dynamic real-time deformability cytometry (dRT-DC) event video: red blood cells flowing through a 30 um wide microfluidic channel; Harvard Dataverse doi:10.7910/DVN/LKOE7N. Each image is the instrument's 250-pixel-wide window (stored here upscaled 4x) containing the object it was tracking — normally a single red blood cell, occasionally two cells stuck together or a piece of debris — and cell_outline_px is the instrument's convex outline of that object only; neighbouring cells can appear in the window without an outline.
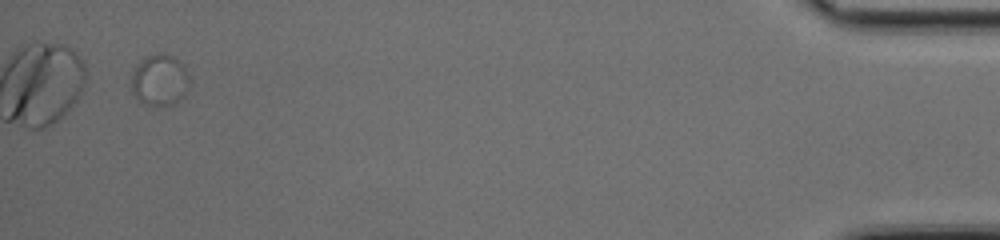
{"species": "common noctule bat (a hibernating species)", "species_latin": "Nyctalus noctula", "temperature_condition": "cold", "stored_images_in_passage": 35, "camera_frame_rate_fps": 3000, "um_per_image_px": 0.085, "animal": {"sex": "female", "body_mass_g": 17.0, "forearm_length_mm": 48.0}, "frame": {"image": 1, "passage_image": 33, "time_ms": 10.667, "image_size_px": [1000, 240], "cell_outline_px": [[188, 84], [184, 96], [180, 100], [172, 104], [160, 108], [156, 108], [144, 104], [136, 100], [132, 92], [132, 72], [136, 64], [144, 56], [156, 52], [160, 52], [172, 56], [180, 60], [184, 64], [188, 76]], "centroid_in_image_um": [13.54, 6.82], "position_along_channel_um": 421.7, "area_um2": 18.03}}